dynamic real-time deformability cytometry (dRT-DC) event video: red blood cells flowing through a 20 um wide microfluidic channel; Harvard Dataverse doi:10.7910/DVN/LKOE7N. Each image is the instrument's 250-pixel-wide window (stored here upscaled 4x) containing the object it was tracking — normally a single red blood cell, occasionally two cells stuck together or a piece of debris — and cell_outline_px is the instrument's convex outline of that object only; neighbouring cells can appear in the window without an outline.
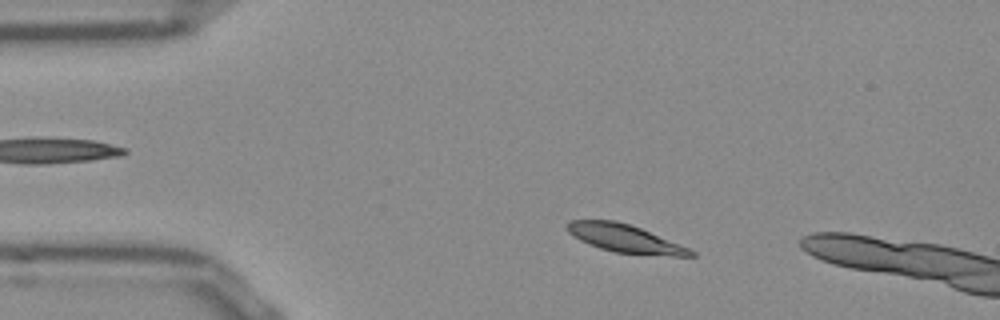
{"species": "Egyptian fruit bat (a non-hibernating species)", "species_latin": "Rousettus aegyptiacus", "temperature_condition": "room temperature", "stored_images_in_passage": 10, "camera_frame_rate_fps": 3000, "um_per_image_px": 0.085, "frame": {"image": 1, "passage_image": 6, "time_ms": 1.667, "image_size_px": [1000, 320], "cell_outline_px": [[696, 256], [672, 256], [616, 252], [600, 248], [580, 240], [568, 232], [568, 224], [572, 220], [616, 220], [640, 228], [688, 248], [696, 252]], "centroid_in_image_um": [53.13, 20.27], "position_along_channel_um": 31.9, "area_um2": 19.59}}